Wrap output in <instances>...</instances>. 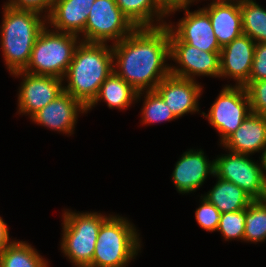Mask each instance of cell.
<instances>
[{
    "mask_svg": "<svg viewBox=\"0 0 266 267\" xmlns=\"http://www.w3.org/2000/svg\"><path fill=\"white\" fill-rule=\"evenodd\" d=\"M112 46L113 70L138 93L170 75L169 27H139Z\"/></svg>",
    "mask_w": 266,
    "mask_h": 267,
    "instance_id": "obj_1",
    "label": "cell"
},
{
    "mask_svg": "<svg viewBox=\"0 0 266 267\" xmlns=\"http://www.w3.org/2000/svg\"><path fill=\"white\" fill-rule=\"evenodd\" d=\"M113 71L111 44L80 42L63 77V89L87 107Z\"/></svg>",
    "mask_w": 266,
    "mask_h": 267,
    "instance_id": "obj_2",
    "label": "cell"
},
{
    "mask_svg": "<svg viewBox=\"0 0 266 267\" xmlns=\"http://www.w3.org/2000/svg\"><path fill=\"white\" fill-rule=\"evenodd\" d=\"M0 25V47L10 73L23 71L31 56L35 41L47 25L46 17L34 11L3 5Z\"/></svg>",
    "mask_w": 266,
    "mask_h": 267,
    "instance_id": "obj_3",
    "label": "cell"
},
{
    "mask_svg": "<svg viewBox=\"0 0 266 267\" xmlns=\"http://www.w3.org/2000/svg\"><path fill=\"white\" fill-rule=\"evenodd\" d=\"M128 218L110 215L101 225L89 267H126L141 253V238Z\"/></svg>",
    "mask_w": 266,
    "mask_h": 267,
    "instance_id": "obj_4",
    "label": "cell"
},
{
    "mask_svg": "<svg viewBox=\"0 0 266 267\" xmlns=\"http://www.w3.org/2000/svg\"><path fill=\"white\" fill-rule=\"evenodd\" d=\"M110 215L64 210L61 217L63 233L60 249L75 267L91 265L99 229Z\"/></svg>",
    "mask_w": 266,
    "mask_h": 267,
    "instance_id": "obj_5",
    "label": "cell"
},
{
    "mask_svg": "<svg viewBox=\"0 0 266 267\" xmlns=\"http://www.w3.org/2000/svg\"><path fill=\"white\" fill-rule=\"evenodd\" d=\"M80 42L79 36L50 30L46 25L39 33L23 71L63 79Z\"/></svg>",
    "mask_w": 266,
    "mask_h": 267,
    "instance_id": "obj_6",
    "label": "cell"
},
{
    "mask_svg": "<svg viewBox=\"0 0 266 267\" xmlns=\"http://www.w3.org/2000/svg\"><path fill=\"white\" fill-rule=\"evenodd\" d=\"M136 27L123 14L115 0H96L90 8L83 42L108 44L118 43L130 35Z\"/></svg>",
    "mask_w": 266,
    "mask_h": 267,
    "instance_id": "obj_7",
    "label": "cell"
},
{
    "mask_svg": "<svg viewBox=\"0 0 266 267\" xmlns=\"http://www.w3.org/2000/svg\"><path fill=\"white\" fill-rule=\"evenodd\" d=\"M225 85L214 103L211 104L208 113H201L219 133L220 144L235 132L243 120L252 113L245 87Z\"/></svg>",
    "mask_w": 266,
    "mask_h": 267,
    "instance_id": "obj_8",
    "label": "cell"
},
{
    "mask_svg": "<svg viewBox=\"0 0 266 267\" xmlns=\"http://www.w3.org/2000/svg\"><path fill=\"white\" fill-rule=\"evenodd\" d=\"M228 152L214 159V174L221 179L236 184L253 200H263L266 179L261 162L253 161L250 155Z\"/></svg>",
    "mask_w": 266,
    "mask_h": 267,
    "instance_id": "obj_9",
    "label": "cell"
},
{
    "mask_svg": "<svg viewBox=\"0 0 266 267\" xmlns=\"http://www.w3.org/2000/svg\"><path fill=\"white\" fill-rule=\"evenodd\" d=\"M170 74L179 78L195 80L196 77L219 78L220 52H207L182 42L170 29Z\"/></svg>",
    "mask_w": 266,
    "mask_h": 267,
    "instance_id": "obj_10",
    "label": "cell"
},
{
    "mask_svg": "<svg viewBox=\"0 0 266 267\" xmlns=\"http://www.w3.org/2000/svg\"><path fill=\"white\" fill-rule=\"evenodd\" d=\"M19 78L18 110L16 113L28 116L34 115L38 110L44 108L63 91V79L55 76L33 75L25 71L11 74Z\"/></svg>",
    "mask_w": 266,
    "mask_h": 267,
    "instance_id": "obj_11",
    "label": "cell"
},
{
    "mask_svg": "<svg viewBox=\"0 0 266 267\" xmlns=\"http://www.w3.org/2000/svg\"><path fill=\"white\" fill-rule=\"evenodd\" d=\"M188 8L189 6H185L171 11L169 16L184 10L185 17L183 16L176 26L171 22L166 25L182 42L201 51L220 52L222 47L214 34L208 13L203 8L193 12Z\"/></svg>",
    "mask_w": 266,
    "mask_h": 267,
    "instance_id": "obj_12",
    "label": "cell"
},
{
    "mask_svg": "<svg viewBox=\"0 0 266 267\" xmlns=\"http://www.w3.org/2000/svg\"><path fill=\"white\" fill-rule=\"evenodd\" d=\"M86 113V107L69 93L63 91L57 98L38 110L29 119L37 125L66 135L74 134L79 114Z\"/></svg>",
    "mask_w": 266,
    "mask_h": 267,
    "instance_id": "obj_13",
    "label": "cell"
},
{
    "mask_svg": "<svg viewBox=\"0 0 266 267\" xmlns=\"http://www.w3.org/2000/svg\"><path fill=\"white\" fill-rule=\"evenodd\" d=\"M155 91L178 119L185 114L200 112L199 99L203 86L197 80H190L169 75L155 88Z\"/></svg>",
    "mask_w": 266,
    "mask_h": 267,
    "instance_id": "obj_14",
    "label": "cell"
},
{
    "mask_svg": "<svg viewBox=\"0 0 266 267\" xmlns=\"http://www.w3.org/2000/svg\"><path fill=\"white\" fill-rule=\"evenodd\" d=\"M256 43L245 34L226 44L220 51L219 78H232L234 86H244L249 81Z\"/></svg>",
    "mask_w": 266,
    "mask_h": 267,
    "instance_id": "obj_15",
    "label": "cell"
},
{
    "mask_svg": "<svg viewBox=\"0 0 266 267\" xmlns=\"http://www.w3.org/2000/svg\"><path fill=\"white\" fill-rule=\"evenodd\" d=\"M215 161L207 159L203 149L185 151L175 164L172 182L178 193L196 192L207 179L214 176Z\"/></svg>",
    "mask_w": 266,
    "mask_h": 267,
    "instance_id": "obj_16",
    "label": "cell"
},
{
    "mask_svg": "<svg viewBox=\"0 0 266 267\" xmlns=\"http://www.w3.org/2000/svg\"><path fill=\"white\" fill-rule=\"evenodd\" d=\"M96 0H55L46 18L47 25L53 30L79 36L83 42V31Z\"/></svg>",
    "mask_w": 266,
    "mask_h": 267,
    "instance_id": "obj_17",
    "label": "cell"
},
{
    "mask_svg": "<svg viewBox=\"0 0 266 267\" xmlns=\"http://www.w3.org/2000/svg\"><path fill=\"white\" fill-rule=\"evenodd\" d=\"M202 7L209 15L214 34L221 47L243 34L240 0H211Z\"/></svg>",
    "mask_w": 266,
    "mask_h": 267,
    "instance_id": "obj_18",
    "label": "cell"
},
{
    "mask_svg": "<svg viewBox=\"0 0 266 267\" xmlns=\"http://www.w3.org/2000/svg\"><path fill=\"white\" fill-rule=\"evenodd\" d=\"M220 146L233 153L253 155L266 146V116L251 113Z\"/></svg>",
    "mask_w": 266,
    "mask_h": 267,
    "instance_id": "obj_19",
    "label": "cell"
},
{
    "mask_svg": "<svg viewBox=\"0 0 266 267\" xmlns=\"http://www.w3.org/2000/svg\"><path fill=\"white\" fill-rule=\"evenodd\" d=\"M137 94L131 85L113 71L101 84L97 96L86 107V113L99 101L105 102L110 109L128 110L129 106L136 103Z\"/></svg>",
    "mask_w": 266,
    "mask_h": 267,
    "instance_id": "obj_20",
    "label": "cell"
},
{
    "mask_svg": "<svg viewBox=\"0 0 266 267\" xmlns=\"http://www.w3.org/2000/svg\"><path fill=\"white\" fill-rule=\"evenodd\" d=\"M123 14L136 27H159L166 25L168 13L156 0H115Z\"/></svg>",
    "mask_w": 266,
    "mask_h": 267,
    "instance_id": "obj_21",
    "label": "cell"
},
{
    "mask_svg": "<svg viewBox=\"0 0 266 267\" xmlns=\"http://www.w3.org/2000/svg\"><path fill=\"white\" fill-rule=\"evenodd\" d=\"M217 182L207 193L202 195L212 203L220 213H228L246 209L253 199L236 184L221 179L215 174Z\"/></svg>",
    "mask_w": 266,
    "mask_h": 267,
    "instance_id": "obj_22",
    "label": "cell"
},
{
    "mask_svg": "<svg viewBox=\"0 0 266 267\" xmlns=\"http://www.w3.org/2000/svg\"><path fill=\"white\" fill-rule=\"evenodd\" d=\"M49 262L26 241L13 240L0 253V267H48Z\"/></svg>",
    "mask_w": 266,
    "mask_h": 267,
    "instance_id": "obj_23",
    "label": "cell"
},
{
    "mask_svg": "<svg viewBox=\"0 0 266 267\" xmlns=\"http://www.w3.org/2000/svg\"><path fill=\"white\" fill-rule=\"evenodd\" d=\"M243 34L255 43L266 42V9L255 0H240Z\"/></svg>",
    "mask_w": 266,
    "mask_h": 267,
    "instance_id": "obj_24",
    "label": "cell"
},
{
    "mask_svg": "<svg viewBox=\"0 0 266 267\" xmlns=\"http://www.w3.org/2000/svg\"><path fill=\"white\" fill-rule=\"evenodd\" d=\"M144 95V96H143ZM141 96L144 97V102L140 114L142 124L150 125L161 122H171L177 118L173 115L170 108L166 105L160 95L154 91L139 92L136 97V102L140 101Z\"/></svg>",
    "mask_w": 266,
    "mask_h": 267,
    "instance_id": "obj_25",
    "label": "cell"
},
{
    "mask_svg": "<svg viewBox=\"0 0 266 267\" xmlns=\"http://www.w3.org/2000/svg\"><path fill=\"white\" fill-rule=\"evenodd\" d=\"M266 240V202L253 200L245 209L244 242L257 244Z\"/></svg>",
    "mask_w": 266,
    "mask_h": 267,
    "instance_id": "obj_26",
    "label": "cell"
},
{
    "mask_svg": "<svg viewBox=\"0 0 266 267\" xmlns=\"http://www.w3.org/2000/svg\"><path fill=\"white\" fill-rule=\"evenodd\" d=\"M217 231L221 233L225 241H243L245 231V209L222 213Z\"/></svg>",
    "mask_w": 266,
    "mask_h": 267,
    "instance_id": "obj_27",
    "label": "cell"
},
{
    "mask_svg": "<svg viewBox=\"0 0 266 267\" xmlns=\"http://www.w3.org/2000/svg\"><path fill=\"white\" fill-rule=\"evenodd\" d=\"M200 206L195 211V219L200 228L207 232L217 231L222 213L201 194Z\"/></svg>",
    "mask_w": 266,
    "mask_h": 267,
    "instance_id": "obj_28",
    "label": "cell"
},
{
    "mask_svg": "<svg viewBox=\"0 0 266 267\" xmlns=\"http://www.w3.org/2000/svg\"><path fill=\"white\" fill-rule=\"evenodd\" d=\"M251 112L266 116V79L252 81L246 87Z\"/></svg>",
    "mask_w": 266,
    "mask_h": 267,
    "instance_id": "obj_29",
    "label": "cell"
},
{
    "mask_svg": "<svg viewBox=\"0 0 266 267\" xmlns=\"http://www.w3.org/2000/svg\"><path fill=\"white\" fill-rule=\"evenodd\" d=\"M264 79H266V42H260L256 43L249 81L244 87L252 81Z\"/></svg>",
    "mask_w": 266,
    "mask_h": 267,
    "instance_id": "obj_30",
    "label": "cell"
},
{
    "mask_svg": "<svg viewBox=\"0 0 266 267\" xmlns=\"http://www.w3.org/2000/svg\"><path fill=\"white\" fill-rule=\"evenodd\" d=\"M55 0H8L5 5L15 9H23L37 12L47 18L50 14ZM46 12V13H44Z\"/></svg>",
    "mask_w": 266,
    "mask_h": 267,
    "instance_id": "obj_31",
    "label": "cell"
},
{
    "mask_svg": "<svg viewBox=\"0 0 266 267\" xmlns=\"http://www.w3.org/2000/svg\"><path fill=\"white\" fill-rule=\"evenodd\" d=\"M157 3L169 14L171 11L182 8L185 6H191L194 2L197 3L200 0H156ZM197 1V2H196Z\"/></svg>",
    "mask_w": 266,
    "mask_h": 267,
    "instance_id": "obj_32",
    "label": "cell"
},
{
    "mask_svg": "<svg viewBox=\"0 0 266 267\" xmlns=\"http://www.w3.org/2000/svg\"><path fill=\"white\" fill-rule=\"evenodd\" d=\"M13 241L9 236V227L0 216V253Z\"/></svg>",
    "mask_w": 266,
    "mask_h": 267,
    "instance_id": "obj_33",
    "label": "cell"
},
{
    "mask_svg": "<svg viewBox=\"0 0 266 267\" xmlns=\"http://www.w3.org/2000/svg\"><path fill=\"white\" fill-rule=\"evenodd\" d=\"M259 161L261 162L262 171L264 174V177L266 179V146L262 151L261 157H259Z\"/></svg>",
    "mask_w": 266,
    "mask_h": 267,
    "instance_id": "obj_34",
    "label": "cell"
},
{
    "mask_svg": "<svg viewBox=\"0 0 266 267\" xmlns=\"http://www.w3.org/2000/svg\"><path fill=\"white\" fill-rule=\"evenodd\" d=\"M263 200L266 202V184H265V195H264Z\"/></svg>",
    "mask_w": 266,
    "mask_h": 267,
    "instance_id": "obj_35",
    "label": "cell"
}]
</instances>
